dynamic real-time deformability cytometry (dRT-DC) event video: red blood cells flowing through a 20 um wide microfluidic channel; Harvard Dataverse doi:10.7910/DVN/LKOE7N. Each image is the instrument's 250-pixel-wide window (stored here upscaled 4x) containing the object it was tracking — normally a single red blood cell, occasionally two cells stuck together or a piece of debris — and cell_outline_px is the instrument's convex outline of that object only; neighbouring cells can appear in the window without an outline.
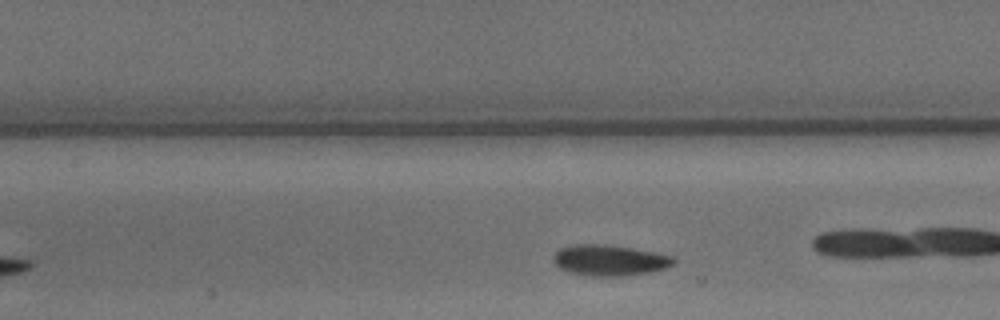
{"species": "common noctule bat (a hibernating species)", "species_latin": "Nyctalus noctula", "temperature_condition": "warm", "stored_images_in_passage": 25, "camera_frame_rate_fps": 3000, "um_per_image_px": 0.085, "animal": {"sex": "male", "body_mass_g": 15.6}, "frame": {"image": 1, "passage_image": 8, "time_ms": 2.333, "image_size_px": [1000, 320], "cell_outline_px": [[676, 260], [672, 264], [664, 268], [648, 272], [624, 276], [592, 276], [568, 272], [560, 268], [552, 260], [552, 256], [560, 248], [572, 244], [604, 244], [632, 248], [672, 256]], "centroid_in_image_um": [51.75, 22.12], "position_along_channel_um": 155.6, "area_um2": 21.5}}
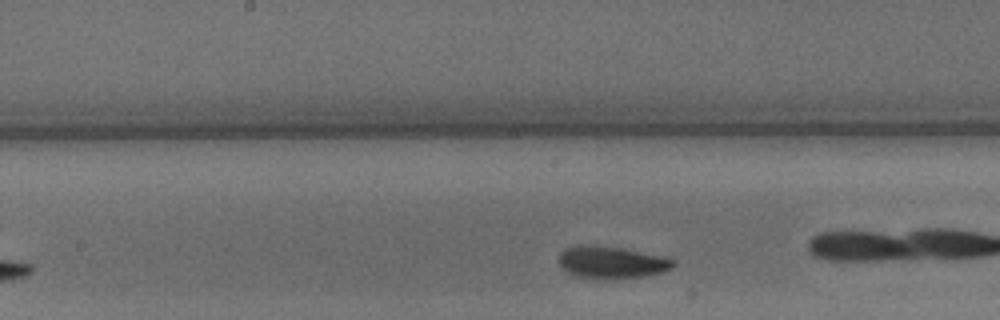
{"frame": {"image": 2, "passage_image": 11, "time_ms": 3.333, "image_size_px": [1000, 320], "cell_outline_px": [[676, 264], [672, 268], [660, 272], [644, 276], [604, 280], [596, 280], [576, 276], [568, 272], [556, 260], [560, 252], [564, 248], [576, 244], [580, 244], [624, 248], [668, 256], [676, 260]], "centroid_in_image_um": [51.98, 22.29], "position_along_channel_um": 196.2, "area_um2": 22.14}, "authors_computed_cell_mechanics": {"area_um2": 21.0392, "velocity_mm_per_s": 4.0728, "shape_relaxation_time_tau1_ms": 2.6331, "shape_relaxation_time_tau2_ms": 2.4392, "deformation_change_tau1": 0.074, "deformation_change_tau2": 0.0823}}